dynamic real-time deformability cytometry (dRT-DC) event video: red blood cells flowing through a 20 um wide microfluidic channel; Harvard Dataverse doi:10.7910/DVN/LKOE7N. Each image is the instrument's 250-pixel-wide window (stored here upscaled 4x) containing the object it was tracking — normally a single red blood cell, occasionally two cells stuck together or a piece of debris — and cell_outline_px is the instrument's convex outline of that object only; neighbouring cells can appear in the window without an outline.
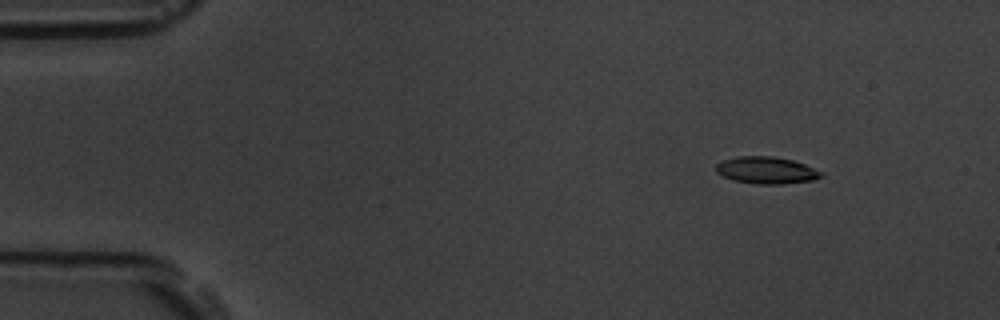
{"species": "common noctule bat (a hibernating species)", "species_latin": "Nyctalus noctula", "temperature_condition": "room temperature", "stored_images_in_passage": 5, "camera_frame_rate_fps": 3000, "um_per_image_px": 0.085, "animal": {"sex": "male", "body_mass_g": 19.5, "forearm_length_mm": 54.6}, "frame": {"image": 1, "passage_image": 2, "time_ms": 1.333, "image_size_px": [1000, 320], "cell_outline_px": [[824, 176], [816, 180], [784, 184], [756, 184], [732, 180], [716, 172], [716, 164], [724, 160], [736, 156], [772, 156], [792, 160], [804, 164], [824, 172]], "centroid_in_image_um": [65.18, 14.48], "position_along_channel_um": 19.8, "area_um2": 16.7}}
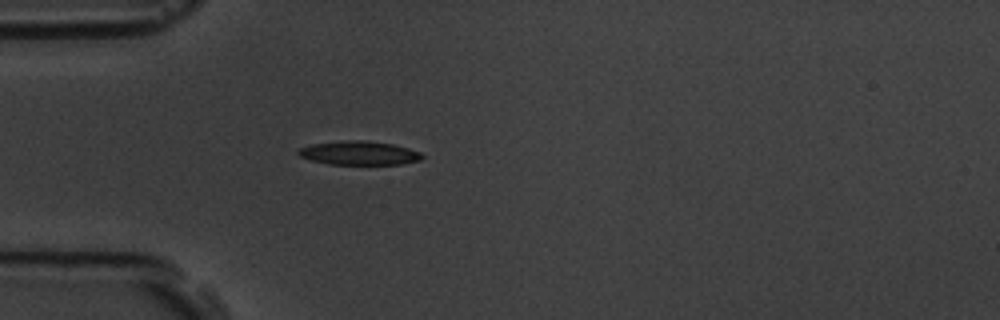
{"frame": {"image": 2, "passage_image": 5, "time_ms": 4.667, "image_size_px": [1000, 320], "cell_outline_px": [[424, 156], [420, 160], [400, 164], [328, 164], [312, 160], [300, 156], [296, 152], [300, 148], [312, 144], [340, 140], [364, 140], [392, 144], [408, 148], [420, 152]], "centroid_in_image_um": [30.51, 13.0], "position_along_channel_um": 54.5, "area_um2": 17.11}}